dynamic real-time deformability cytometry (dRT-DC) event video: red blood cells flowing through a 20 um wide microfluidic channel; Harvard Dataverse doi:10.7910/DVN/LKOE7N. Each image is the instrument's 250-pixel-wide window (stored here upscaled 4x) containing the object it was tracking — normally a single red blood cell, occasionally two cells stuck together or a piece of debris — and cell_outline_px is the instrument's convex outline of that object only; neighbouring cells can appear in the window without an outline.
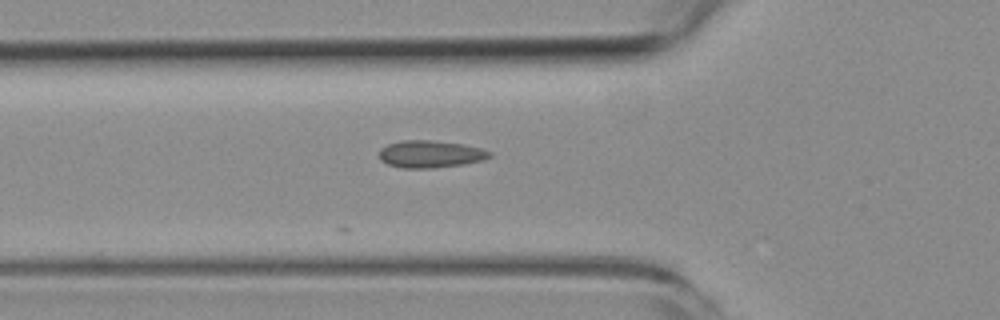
{"species": "common noctule bat (a hibernating species)", "species_latin": "Nyctalus noctula", "temperature_condition": "room temperature", "stored_images_in_passage": 11, "camera_frame_rate_fps": 3000, "um_per_image_px": 0.085, "animal": {"sex": "female", "body_mass_g": 19.3, "forearm_length_mm": 54.1}, "frame": {"image": 1, "passage_image": 3, "time_ms": 0.667, "image_size_px": [1000, 320], "cell_outline_px": [[492, 156], [484, 160], [464, 164], [432, 168], [400, 168], [388, 164], [380, 160], [380, 148], [388, 144], [400, 140], [432, 140], [464, 144], [480, 148], [492, 152]], "centroid_in_image_um": [36.59, 13.09], "position_along_channel_um": 89.2, "area_um2": 17.69}}
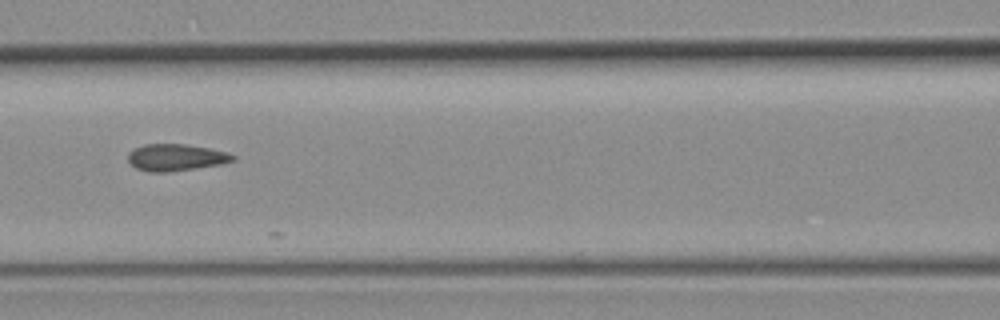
{"frame": {"image": 2, "passage_image": 8, "time_ms": 2.333, "image_size_px": [1000, 320], "cell_outline_px": [[236, 160], [220, 164], [168, 172], [148, 172], [136, 168], [128, 160], [128, 152], [144, 144], [184, 144], [208, 148], [228, 152], [236, 156]], "centroid_in_image_um": [14.95, 13.38], "position_along_channel_um": 151.6, "area_um2": 16.3}}